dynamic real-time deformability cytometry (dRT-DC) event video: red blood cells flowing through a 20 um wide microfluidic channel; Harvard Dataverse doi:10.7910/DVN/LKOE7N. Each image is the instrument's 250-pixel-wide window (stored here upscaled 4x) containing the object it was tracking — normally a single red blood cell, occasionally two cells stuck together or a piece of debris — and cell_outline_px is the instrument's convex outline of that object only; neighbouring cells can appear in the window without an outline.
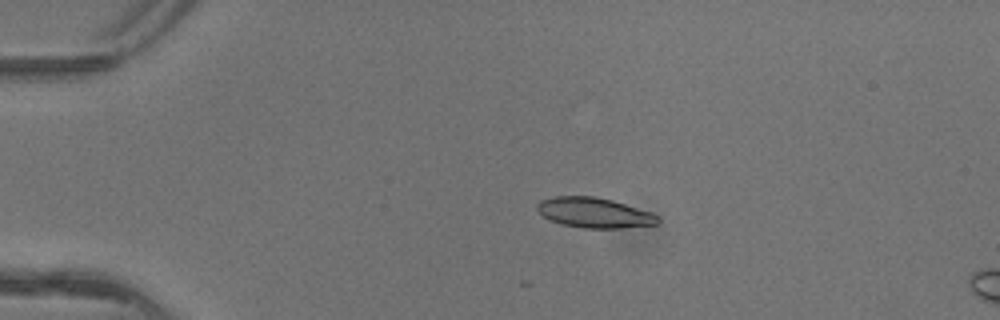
{"species": "common noctule bat (a hibernating species)", "species_latin": "Nyctalus noctula", "temperature_condition": "warm", "stored_images_in_passage": 6, "camera_frame_rate_fps": 3000, "um_per_image_px": 0.085, "animal": {"sex": "female"}, "frame": {"image": 1, "passage_image": 3, "time_ms": 0.667, "image_size_px": [1000, 320], "cell_outline_px": [[660, 220], [656, 224], [620, 228], [584, 228], [564, 224], [552, 220], [544, 216], [536, 208], [536, 204], [540, 200], [556, 196], [592, 196], [612, 200], [652, 212], [660, 216]], "centroid_in_image_um": [50.54, 18.07], "position_along_channel_um": 34.5, "area_um2": 21.04}}